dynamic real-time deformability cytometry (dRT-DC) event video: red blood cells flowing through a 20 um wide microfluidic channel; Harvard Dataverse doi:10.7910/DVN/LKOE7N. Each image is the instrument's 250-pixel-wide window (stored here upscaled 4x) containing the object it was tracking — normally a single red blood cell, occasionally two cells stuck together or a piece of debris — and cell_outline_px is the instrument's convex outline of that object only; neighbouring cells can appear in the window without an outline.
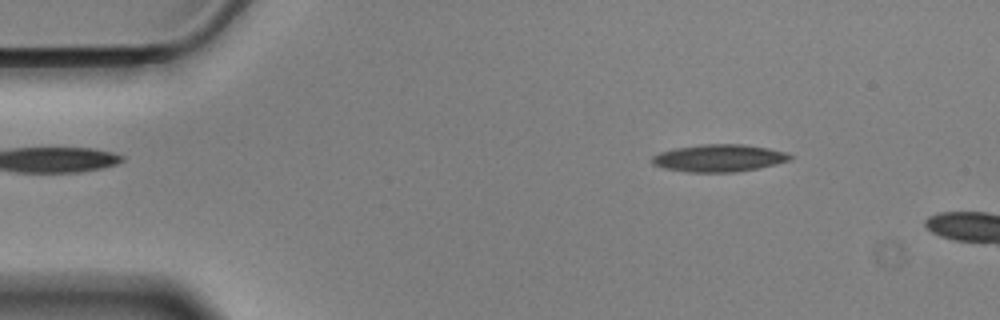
{"species": "Egyptian fruit bat (a non-hibernating species)", "species_latin": "Rousettus aegyptiacus", "temperature_condition": "cold", "stored_images_in_passage": 4, "camera_frame_rate_fps": 3000, "um_per_image_px": 0.085, "animal": {"sex": "male"}, "frame": {"image": 1, "passage_image": 1, "time_ms": 0.0, "image_size_px": [1000, 320], "cell_outline_px": [[792, 156], [788, 160], [776, 164], [756, 168], [732, 172], [688, 172], [664, 168], [652, 164], [652, 156], [660, 152], [676, 148], [704, 144], [744, 144], [768, 148], [784, 152]], "centroid_in_image_um": [61.07, 13.43], "position_along_channel_um": 23.9, "area_um2": 21.68}}